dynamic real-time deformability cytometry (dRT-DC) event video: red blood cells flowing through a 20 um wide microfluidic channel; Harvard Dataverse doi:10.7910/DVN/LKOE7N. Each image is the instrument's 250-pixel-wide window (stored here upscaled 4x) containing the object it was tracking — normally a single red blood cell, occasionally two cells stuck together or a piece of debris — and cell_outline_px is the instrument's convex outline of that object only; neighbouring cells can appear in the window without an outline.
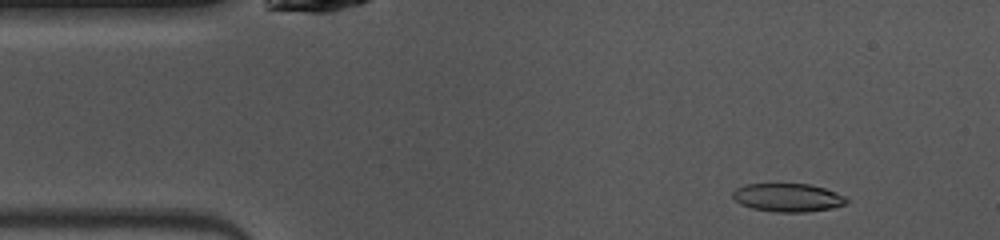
{"species": "common noctule bat (a hibernating species)", "species_latin": "Nyctalus noctula", "temperature_condition": "warm", "stored_images_in_passage": 48, "camera_frame_rate_fps": 3000, "um_per_image_px": 0.085, "animal": {"sex": "female", "body_mass_g": 10.0, "forearm_length_mm": 53.1}, "frame": {"image": 1, "passage_image": 5, "time_ms": 1.333, "image_size_px": [1000, 240], "cell_outline_px": [[848, 200], [844, 204], [832, 208], [808, 212], [776, 212], [752, 208], [740, 204], [732, 196], [732, 192], [736, 188], [744, 184], [812, 184], [836, 192], [844, 196]], "centroid_in_image_um": [66.95, 16.79], "position_along_channel_um": 18.1, "area_um2": 18.79}}
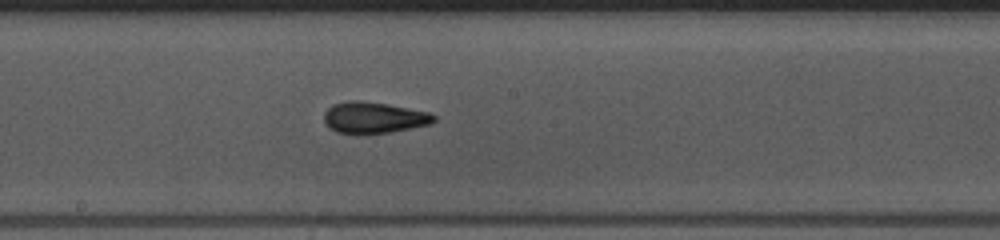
{"frame": {"image": 2, "passage_image": 24, "time_ms": 7.667, "image_size_px": [1000, 240], "cell_outline_px": [[436, 120], [432, 124], [412, 128], [388, 132], [356, 136], [336, 132], [328, 128], [324, 124], [324, 112], [332, 104], [348, 100], [360, 100], [388, 104], [428, 112], [436, 116]], "centroid_in_image_um": [31.72, 10.02], "position_along_channel_um": 216.5, "area_um2": 20.63}}
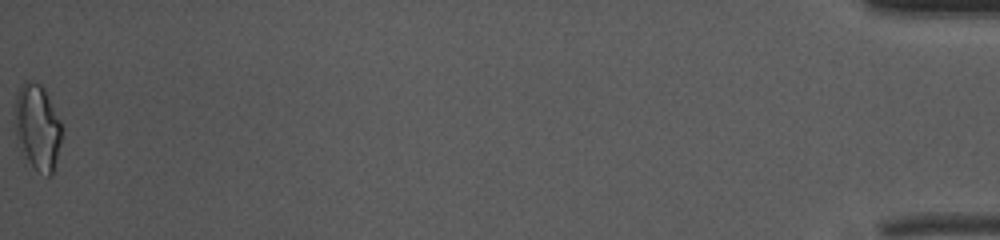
{"frame": {"image": 3, "passage_image": 48, "time_ms": 15.667, "image_size_px": [1000, 240], "cell_outline_px": [[60, 144], [52, 176], [48, 176], [36, 168], [32, 164], [24, 152], [16, 136], [12, 104], [16, 92], [24, 80], [28, 80], [40, 84], [44, 88], [60, 120]], "centroid_in_image_um": [3.14, 10.71], "position_along_channel_um": 432.1, "area_um2": 23.24}, "authors_computed_cell_mechanics": {"area_um2": 19.3341, "velocity_mm_per_s": 4.0763, "shape_relaxation_time_tau1_ms": 3.7822, "shape_relaxation_time_tau2_ms": 2.0052, "deformation_change_tau1": 0.1623, "deformation_change_tau2": 0.101}}